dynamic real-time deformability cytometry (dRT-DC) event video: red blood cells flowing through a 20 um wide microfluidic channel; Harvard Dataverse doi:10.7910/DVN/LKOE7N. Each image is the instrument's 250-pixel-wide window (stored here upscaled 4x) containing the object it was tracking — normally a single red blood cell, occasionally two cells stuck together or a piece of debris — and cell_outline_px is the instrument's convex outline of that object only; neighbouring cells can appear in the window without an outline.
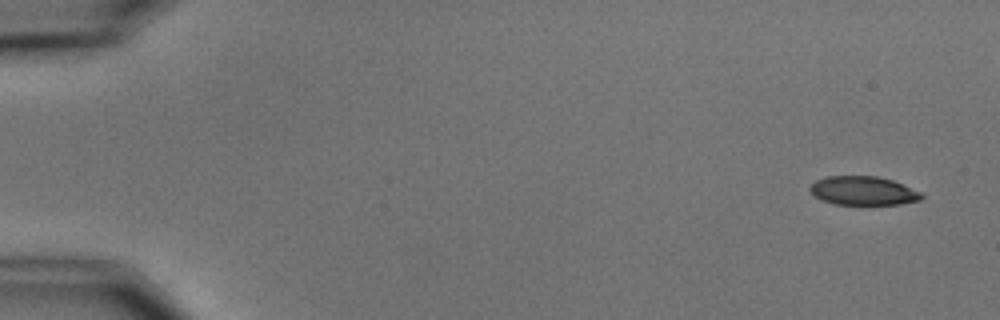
{"species": "common noctule bat (a hibernating species)", "species_latin": "Nyctalus noctula", "temperature_condition": "cold", "stored_images_in_passage": 5, "camera_frame_rate_fps": 3000, "um_per_image_px": 0.085, "animal": {"sex": "male", "body_mass_g": 15.6}, "frame": {"image": 1, "passage_image": 1, "time_ms": 0.0, "image_size_px": [1000, 320], "cell_outline_px": [[924, 196], [920, 200], [900, 204], [836, 204], [824, 200], [816, 196], [808, 188], [816, 180], [828, 176], [876, 176], [892, 180], [920, 192]], "centroid_in_image_um": [73.38, 16.21], "position_along_channel_um": 11.6, "area_um2": 18.38}}